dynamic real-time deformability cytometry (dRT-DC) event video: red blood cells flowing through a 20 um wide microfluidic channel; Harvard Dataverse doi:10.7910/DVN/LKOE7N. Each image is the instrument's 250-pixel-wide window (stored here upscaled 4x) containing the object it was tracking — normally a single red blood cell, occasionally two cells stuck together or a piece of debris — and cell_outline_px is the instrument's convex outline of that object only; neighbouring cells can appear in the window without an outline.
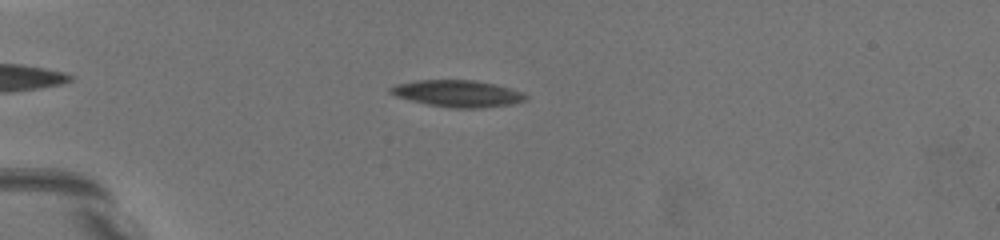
{"species": "common noctule bat (a hibernating species)", "species_latin": "Nyctalus noctula", "temperature_condition": "warm", "stored_images_in_passage": 17, "camera_frame_rate_fps": 3000, "um_per_image_px": 0.085, "animal": {"sex": "female", "body_mass_g": 19.5, "forearm_length_mm": 54.1}, "frame": {"image": 1, "passage_image": 14, "time_ms": 3.333, "image_size_px": [1000, 240], "cell_outline_px": [[528, 96], [524, 100], [512, 104], [476, 108], [456, 108], [428, 104], [396, 96], [388, 92], [388, 88], [400, 84], [420, 80], [476, 80], [508, 88], [520, 92]], "centroid_in_image_um": [38.88, 7.95], "position_along_channel_um": 46.1, "area_um2": 20.52}}